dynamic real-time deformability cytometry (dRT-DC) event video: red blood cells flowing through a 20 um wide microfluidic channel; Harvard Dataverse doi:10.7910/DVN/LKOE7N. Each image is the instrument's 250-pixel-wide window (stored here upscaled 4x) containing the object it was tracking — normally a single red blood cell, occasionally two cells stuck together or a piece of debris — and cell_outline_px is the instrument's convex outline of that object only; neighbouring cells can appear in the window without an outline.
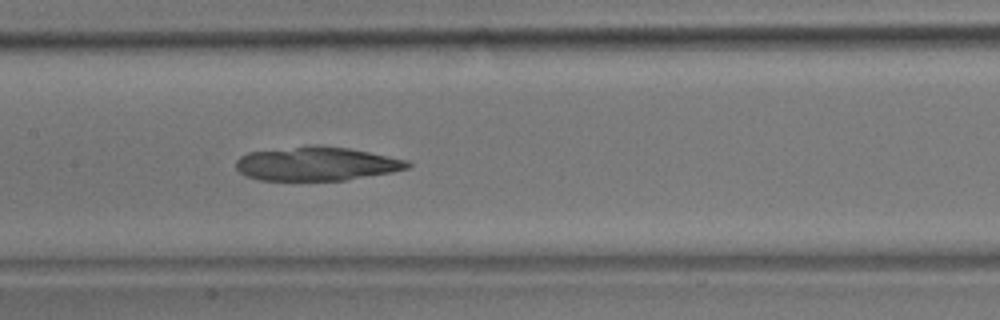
{"species": "common noctule bat (a hibernating species)", "species_latin": "Nyctalus noctula", "temperature_condition": "room temperature", "stored_images_in_passage": 35, "camera_frame_rate_fps": 3000, "um_per_image_px": 0.085, "animal": {"sex": "male", "body_mass_g": 17.9}, "frame": {"image": 1, "passage_image": 13, "time_ms": 4.0, "image_size_px": [1000, 320], "cell_outline_px": [[412, 164], [408, 168], [392, 172], [344, 180], [260, 180], [244, 176], [236, 168], [236, 160], [240, 156], [248, 152], [312, 144], [320, 144], [348, 148], [408, 160]], "centroid_in_image_um": [26.87, 13.91], "position_along_channel_um": 180.5, "area_um2": 34.04}}
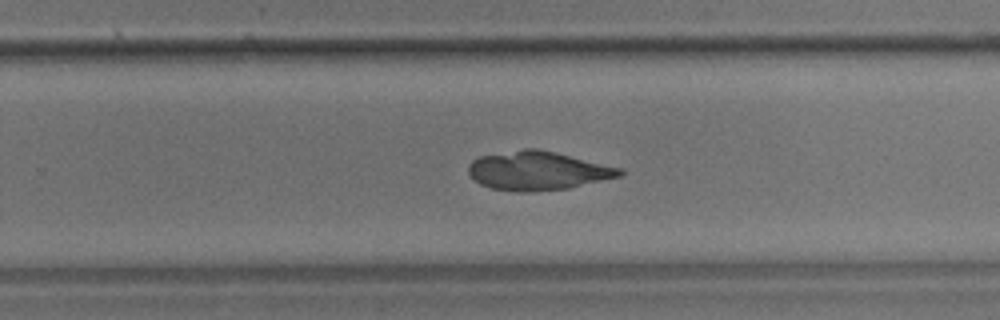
{"frame": {"image": 2, "passage_image": 21, "time_ms": 6.667, "image_size_px": [1000, 320], "cell_outline_px": [[624, 172], [620, 176], [568, 188], [536, 192], [516, 192], [492, 188], [480, 184], [468, 172], [468, 164], [472, 160], [480, 156], [524, 148], [536, 148], [556, 152], [620, 168]], "centroid_in_image_um": [45.68, 14.51], "position_along_channel_um": 284.1, "area_um2": 34.04}}
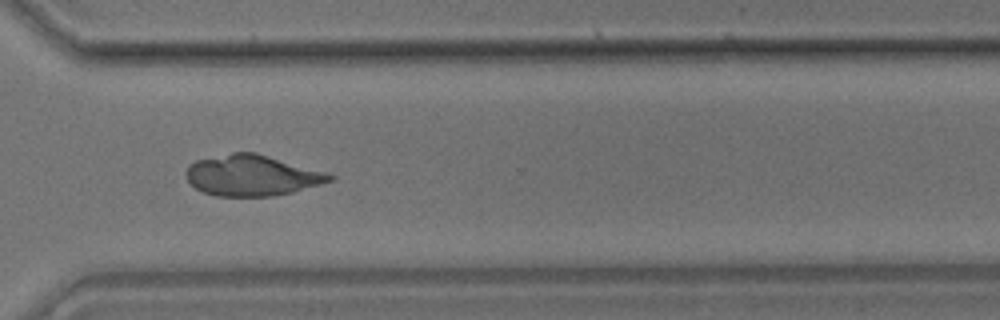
{"frame": {"image": 3, "passage_image": 26, "time_ms": 8.333, "image_size_px": [1000, 320], "cell_outline_px": [[336, 180], [292, 192], [272, 196], [216, 196], [204, 192], [196, 188], [188, 180], [184, 172], [188, 164], [196, 160], [232, 152], [256, 152], [324, 172], [336, 176]], "centroid_in_image_um": [21.4, 14.91], "position_along_channel_um": 349.2, "area_um2": 34.16}}